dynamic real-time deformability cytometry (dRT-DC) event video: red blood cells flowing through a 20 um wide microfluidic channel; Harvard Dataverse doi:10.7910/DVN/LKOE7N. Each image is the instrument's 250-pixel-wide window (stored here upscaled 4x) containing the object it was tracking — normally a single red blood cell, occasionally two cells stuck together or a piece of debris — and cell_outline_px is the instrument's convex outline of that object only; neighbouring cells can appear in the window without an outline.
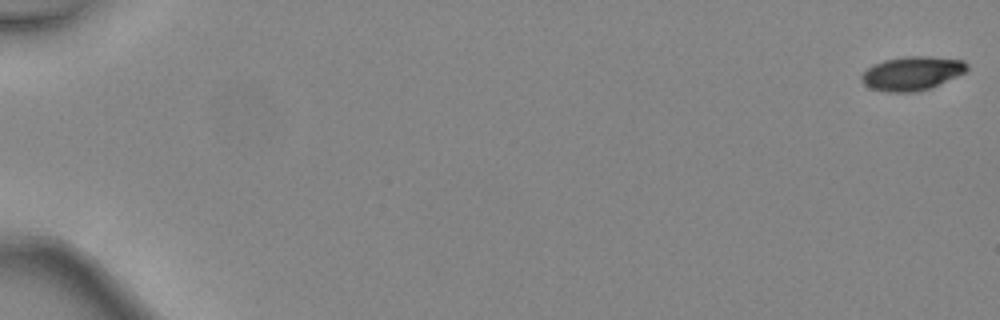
{"species": "common noctule bat (a hibernating species)", "species_latin": "Nyctalus noctula", "temperature_condition": "warm", "stored_images_in_passage": 47, "camera_frame_rate_fps": 3000, "um_per_image_px": 0.085, "animal": {"sex": "female", "body_mass_g": 24.6, "forearm_length_mm": 56.2}, "frame": {"image": 1, "passage_image": 1, "time_ms": 0.0, "image_size_px": [1000, 320], "cell_outline_px": [[968, 68], [964, 72], [956, 76], [928, 88], [916, 92], [888, 92], [872, 88], [864, 84], [860, 80], [860, 76], [872, 64], [884, 60], [904, 56], [928, 56], [964, 60], [968, 64]], "centroid_in_image_um": [77.49, 6.22], "position_along_channel_um": 7.5, "area_um2": 20.63}}
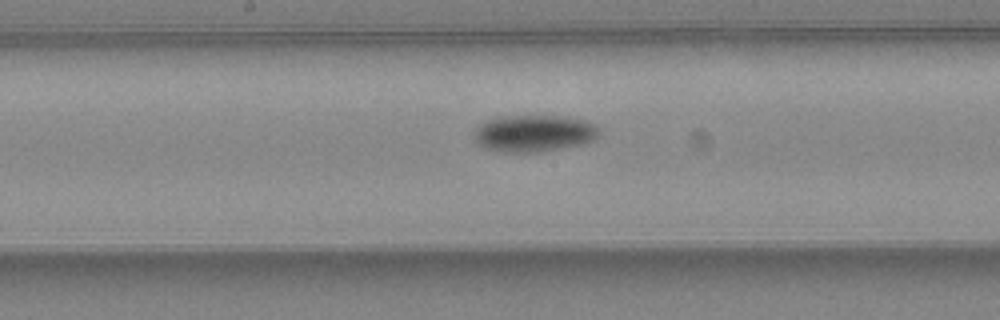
{"frame": {"image": 2, "passage_image": 27, "time_ms": 8.667, "image_size_px": [1000, 320], "cell_outline_px": [[600, 132], [592, 140], [580, 144], [540, 152], [500, 152], [484, 148], [472, 140], [472, 136], [476, 128], [480, 124], [496, 116], [560, 116], [584, 120], [600, 128]], "centroid_in_image_um": [45.3, 11.33], "position_along_channel_um": 202.9, "area_um2": 26.93}}
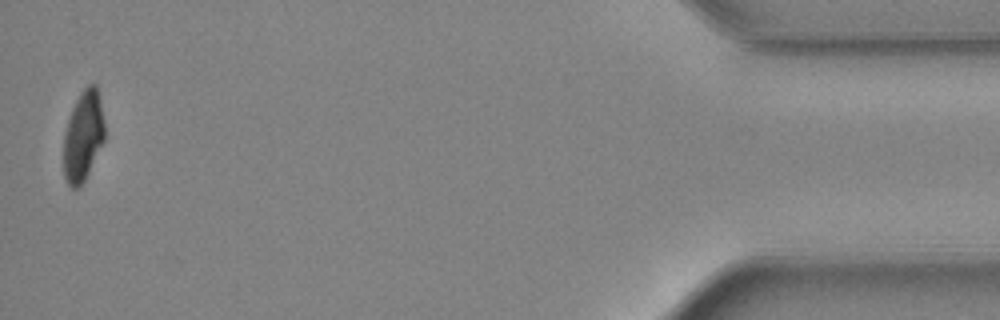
{"frame": {"image": 3, "passage_image": 47, "time_ms": 15.333, "image_size_px": [1000, 320], "cell_outline_px": [[104, 140], [84, 180], [76, 188], [72, 188], [68, 184], [64, 176], [64, 132], [72, 108], [80, 92], [88, 84], [96, 84], [100, 100], [104, 120]], "centroid_in_image_um": [7.06, 11.52], "position_along_channel_um": 428.1, "area_um2": 21.27}, "authors_computed_cell_mechanics": {"area_um2": 23.3512, "velocity_mm_per_s": 4.5599, "shape_relaxation_time_tau1_ms": 3.1529, "shape_relaxation_time_tau2_ms": null, "deformation_change_tau1": 0.127, "deformation_change_tau2": null}}